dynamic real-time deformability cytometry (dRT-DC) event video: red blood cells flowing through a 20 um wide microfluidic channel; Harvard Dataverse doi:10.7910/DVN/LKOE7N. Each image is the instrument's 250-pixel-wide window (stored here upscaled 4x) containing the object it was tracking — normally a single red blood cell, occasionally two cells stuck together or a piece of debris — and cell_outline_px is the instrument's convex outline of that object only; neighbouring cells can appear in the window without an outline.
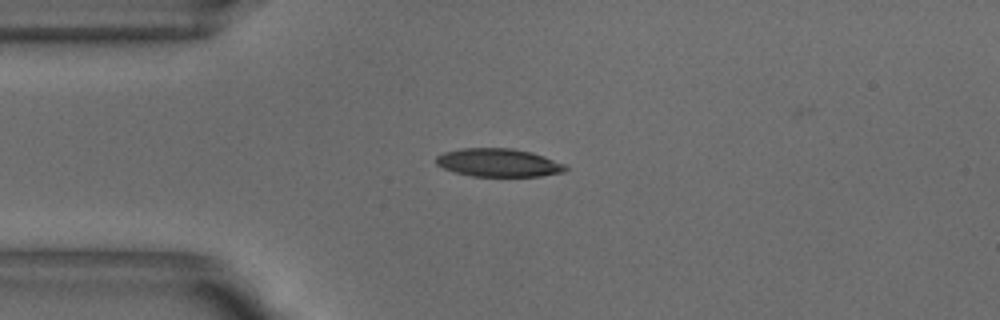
{"species": "common noctule bat (a hibernating species)", "species_latin": "Nyctalus noctula", "temperature_condition": "warm", "stored_images_in_passage": 40, "camera_frame_rate_fps": 3000, "um_per_image_px": 0.085, "animal": {"sex": "male", "body_mass_g": 18.8}, "frame": {"image": 1, "passage_image": 1, "time_ms": 0.0, "image_size_px": [1000, 320], "cell_outline_px": [[568, 168], [564, 172], [540, 176], [472, 176], [456, 172], [444, 168], [436, 164], [436, 156], [444, 152], [460, 148], [512, 148], [532, 152], [544, 156], [564, 164]], "centroid_in_image_um": [42.37, 13.82], "position_along_channel_um": 42.6, "area_um2": 21.21}}
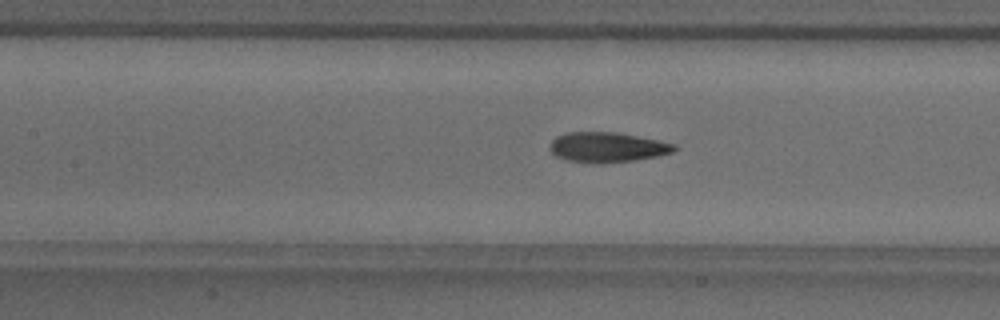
{"frame": {"image": 2, "passage_image": 11, "time_ms": 3.333, "image_size_px": [1000, 320], "cell_outline_px": [[680, 148], [672, 152], [656, 156], [632, 160], [600, 164], [568, 160], [556, 156], [552, 152], [552, 140], [556, 136], [568, 132], [616, 132], [676, 144]], "centroid_in_image_um": [51.64, 12.51], "position_along_channel_um": 155.8, "area_um2": 21.5}}
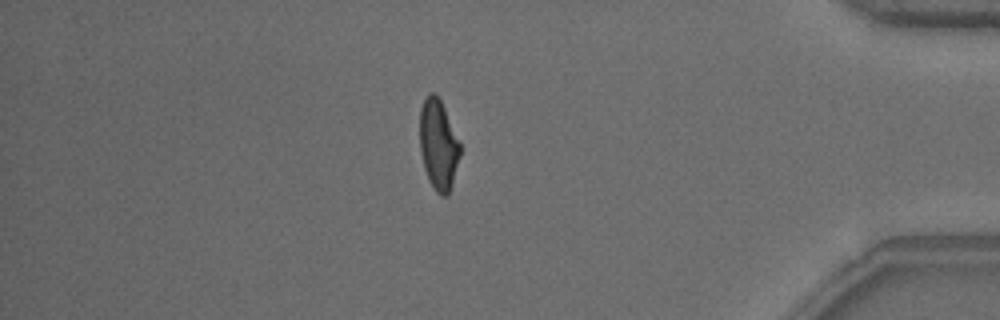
{"frame": {"image": 3, "passage_image": 33, "time_ms": 10.667, "image_size_px": [1000, 320], "cell_outline_px": [[460, 156], [452, 184], [448, 196], [440, 196], [436, 192], [428, 180], [424, 168], [420, 152], [420, 108], [428, 92], [436, 92], [444, 108], [460, 144]], "centroid_in_image_um": [37.24, 12.32], "position_along_channel_um": 398.0, "area_um2": 21.21}, "authors_computed_cell_mechanics": {"area_um2": 21.7039, "velocity_mm_per_s": 3.8505, "shape_relaxation_time_tau1_ms": 4.9618, "shape_relaxation_time_tau2_ms": 1.5757, "deformation_change_tau1": 0.1872, "deformation_change_tau2": 0.0926}}